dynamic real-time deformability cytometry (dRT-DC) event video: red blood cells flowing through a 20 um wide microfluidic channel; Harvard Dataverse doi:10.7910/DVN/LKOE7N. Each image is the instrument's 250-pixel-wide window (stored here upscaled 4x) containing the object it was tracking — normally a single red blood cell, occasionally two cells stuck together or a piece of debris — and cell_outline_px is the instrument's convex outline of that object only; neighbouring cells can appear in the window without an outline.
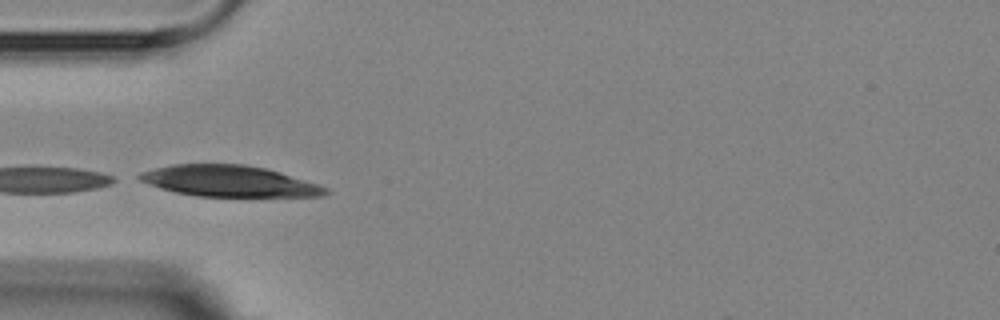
{"species": "Egyptian fruit bat (a non-hibernating species)", "species_latin": "Rousettus aegyptiacus", "temperature_condition": "room temperature", "stored_images_in_passage": 4, "camera_frame_rate_fps": 3000, "um_per_image_px": 0.085, "animal": {"sex": "female"}, "frame": {"image": 1, "passage_image": 1, "time_ms": 0.0, "image_size_px": [1000, 320], "cell_outline_px": [[332, 192], [320, 196], [196, 196], [176, 192], [160, 188], [148, 184], [140, 180], [136, 176], [140, 172], [172, 164], [244, 164], [264, 168], [280, 172], [328, 188]], "centroid_in_image_um": [19.45, 15.39], "position_along_channel_um": 65.6, "area_um2": 33.47}}